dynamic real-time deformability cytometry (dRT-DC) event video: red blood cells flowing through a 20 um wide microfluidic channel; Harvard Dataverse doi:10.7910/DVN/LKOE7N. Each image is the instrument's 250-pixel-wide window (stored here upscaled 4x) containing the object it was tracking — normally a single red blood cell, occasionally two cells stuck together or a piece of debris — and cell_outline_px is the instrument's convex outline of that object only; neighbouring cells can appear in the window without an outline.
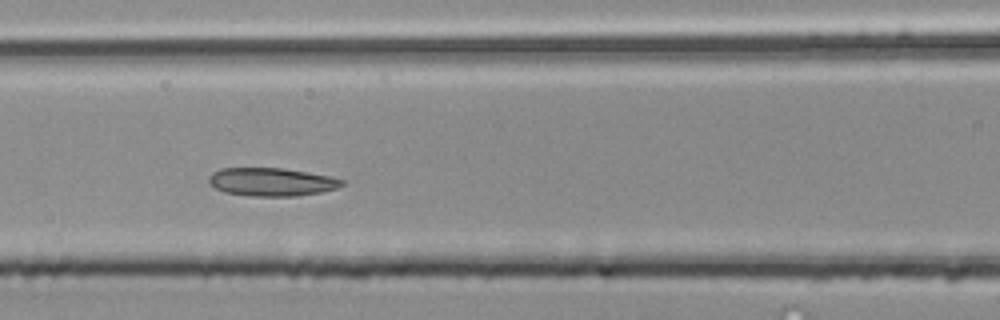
{"species": "common noctule bat (a hibernating species)", "species_latin": "Nyctalus noctula", "temperature_condition": "room temperature", "stored_images_in_passage": 17, "camera_frame_rate_fps": 3000, "um_per_image_px": 0.085, "animal": {"sex": "male", "body_mass_g": 20.4}, "frame": {"image": 1, "passage_image": 8, "time_ms": 2.333, "image_size_px": [1000, 320], "cell_outline_px": [[344, 184], [336, 188], [320, 192], [296, 196], [252, 196], [224, 192], [208, 184], [208, 176], [212, 172], [220, 168], [284, 168], [332, 176], [344, 180]], "centroid_in_image_um": [23.06, 15.45], "position_along_channel_um": 143.5, "area_um2": 22.02}}